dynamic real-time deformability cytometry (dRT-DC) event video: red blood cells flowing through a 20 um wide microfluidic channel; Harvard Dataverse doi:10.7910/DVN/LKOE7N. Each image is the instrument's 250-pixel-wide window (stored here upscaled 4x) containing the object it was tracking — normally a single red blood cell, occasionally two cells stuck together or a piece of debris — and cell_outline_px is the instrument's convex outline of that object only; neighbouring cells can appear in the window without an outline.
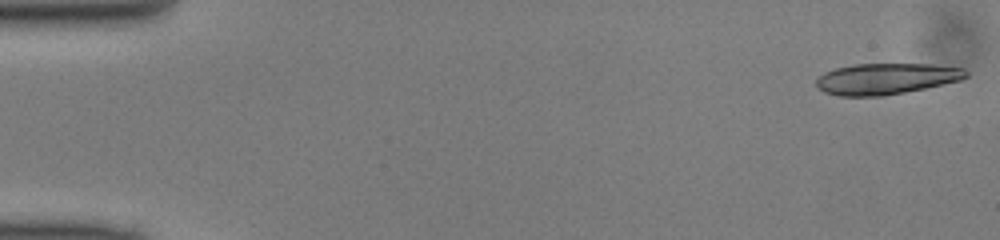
{"species": "common noctule bat (a hibernating species)", "species_latin": "Nyctalus noctula", "temperature_condition": "cold", "stored_images_in_passage": 49, "camera_frame_rate_fps": 3000, "um_per_image_px": 0.085, "animal": {"sex": "male", "body_mass_g": 13.0, "forearm_length_mm": 53.1}, "frame": {"image": 1, "passage_image": 1, "time_ms": 0.0, "image_size_px": [1000, 240], "cell_outline_px": [[968, 76], [960, 80], [924, 88], [884, 96], [840, 96], [824, 92], [816, 84], [816, 80], [824, 72], [836, 68], [852, 64], [932, 64], [964, 68], [968, 72]], "centroid_in_image_um": [75.33, 6.69], "position_along_channel_um": 9.7, "area_um2": 27.05}}
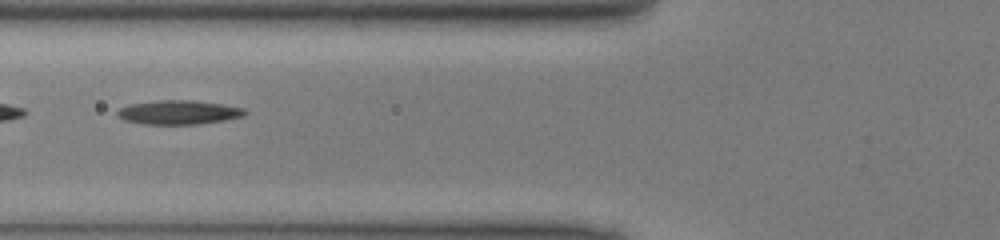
{"frame": {"image": 2, "passage_image": 19, "time_ms": 6.0, "image_size_px": [1000, 240], "cell_outline_px": [[248, 112], [244, 116], [224, 120], [196, 124], [140, 124], [124, 120], [116, 116], [116, 112], [120, 108], [128, 104], [160, 100], [192, 100], [224, 104], [244, 108]], "centroid_in_image_um": [15.17, 9.54], "position_along_channel_um": 110.6, "area_um2": 18.03}}
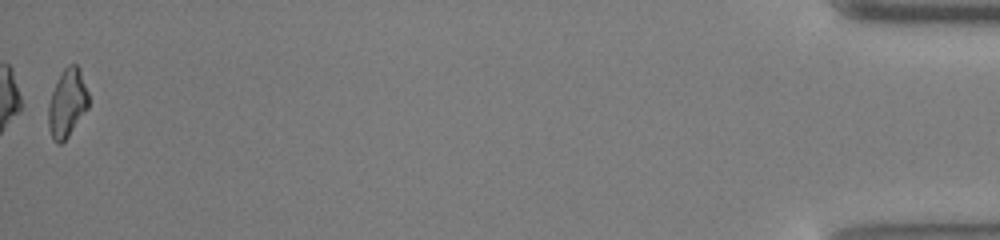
{"frame": {"image": 3, "passage_image": 49, "time_ms": 16.0, "image_size_px": [1000, 240], "cell_outline_px": [[88, 108], [68, 136], [60, 144], [56, 144], [52, 140], [48, 128], [48, 104], [52, 92], [64, 68], [68, 64], [76, 64], [80, 68], [88, 92]], "centroid_in_image_um": [5.7, 8.78], "position_along_channel_um": 429.5, "area_um2": 15.95}}